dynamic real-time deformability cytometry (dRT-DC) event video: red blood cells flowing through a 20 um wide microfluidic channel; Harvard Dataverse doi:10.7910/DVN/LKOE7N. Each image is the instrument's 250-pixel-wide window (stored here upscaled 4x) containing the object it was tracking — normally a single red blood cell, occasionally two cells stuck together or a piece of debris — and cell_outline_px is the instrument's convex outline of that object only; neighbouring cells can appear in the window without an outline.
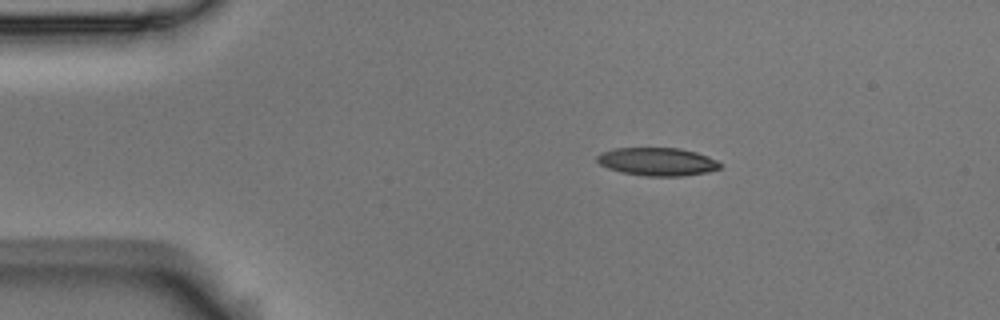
{"species": "Egyptian fruit bat (a non-hibernating species)", "species_latin": "Rousettus aegyptiacus", "temperature_condition": "room temperature", "stored_images_in_passage": 8, "camera_frame_rate_fps": 3000, "um_per_image_px": 0.085, "animal": {"sex": "male"}, "frame": {"image": 1, "passage_image": 2, "time_ms": 0.333, "image_size_px": [1000, 320], "cell_outline_px": [[720, 168], [708, 172], [680, 176], [644, 176], [624, 172], [608, 168], [600, 164], [596, 160], [596, 156], [600, 152], [616, 148], [680, 148], [696, 152], [708, 156], [716, 160], [720, 164]], "centroid_in_image_um": [55.86, 13.73], "position_along_channel_um": 29.1, "area_um2": 20.06}}
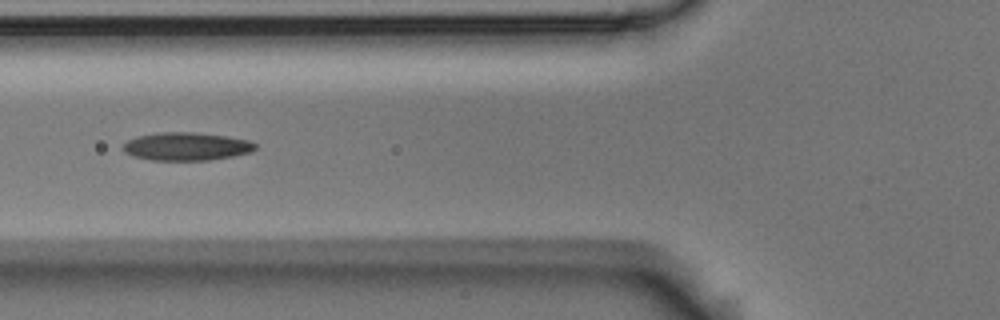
{"frame": {"image": 2, "passage_image": 5, "time_ms": 1.333, "image_size_px": [1000, 320], "cell_outline_px": [[256, 148], [252, 152], [232, 156], [208, 160], [152, 160], [132, 156], [124, 152], [120, 148], [128, 140], [136, 136], [160, 132], [196, 132], [228, 136], [248, 140], [256, 144]], "centroid_in_image_um": [15.82, 12.44], "position_along_channel_um": 110.0, "area_um2": 21.79}}
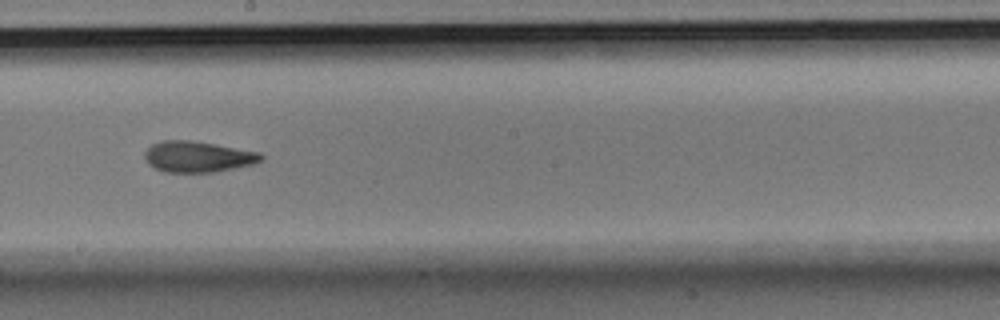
{"frame": {"image": 3, "passage_image": 8, "time_ms": 2.333, "image_size_px": [1000, 320], "cell_outline_px": [[264, 160], [252, 164], [236, 168], [216, 172], [164, 172], [148, 164], [144, 156], [144, 152], [152, 144], [160, 140], [188, 140], [216, 144], [260, 152], [264, 156]], "centroid_in_image_um": [16.83, 13.32], "position_along_channel_um": 231.4, "area_um2": 21.15}}